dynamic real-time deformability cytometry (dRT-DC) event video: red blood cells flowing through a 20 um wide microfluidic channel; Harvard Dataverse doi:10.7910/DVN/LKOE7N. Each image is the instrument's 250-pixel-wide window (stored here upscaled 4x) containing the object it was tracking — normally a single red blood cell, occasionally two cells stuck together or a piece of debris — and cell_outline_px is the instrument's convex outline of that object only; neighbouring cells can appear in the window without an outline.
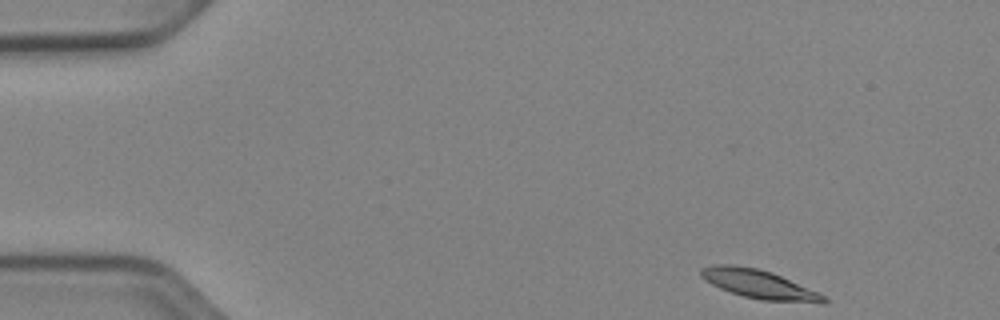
{"species": "Egyptian fruit bat (a non-hibernating species)", "species_latin": "Rousettus aegyptiacus", "temperature_condition": "cold", "stored_images_in_passage": 48, "camera_frame_rate_fps": 3000, "um_per_image_px": 0.085, "animal": {"sex": "female"}, "frame": {"image": 1, "passage_image": 1, "time_ms": 0.0, "image_size_px": [1000, 320], "cell_outline_px": [[828, 304], [820, 304], [760, 300], [744, 296], [720, 288], [704, 280], [700, 276], [700, 268], [716, 264], [732, 264], [756, 268], [772, 272], [816, 292], [824, 296], [828, 300]], "centroid_in_image_um": [64.52, 24.17], "position_along_channel_um": 20.5, "area_um2": 20.58}}
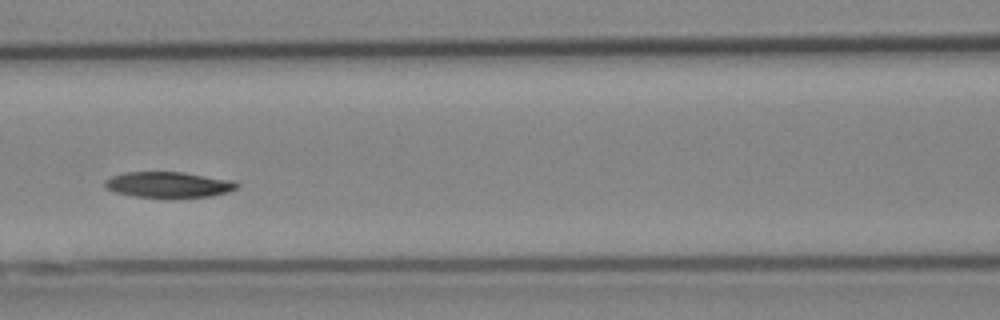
{"frame": {"image": 2, "passage_image": 19, "time_ms": 6.0, "image_size_px": [1000, 320], "cell_outline_px": [[240, 184], [236, 188], [228, 192], [212, 196], [132, 196], [116, 192], [104, 188], [104, 180], [112, 176], [124, 172], [184, 172], [236, 180]], "centroid_in_image_um": [14.34, 15.67], "position_along_channel_um": 152.3, "area_um2": 19.65}}
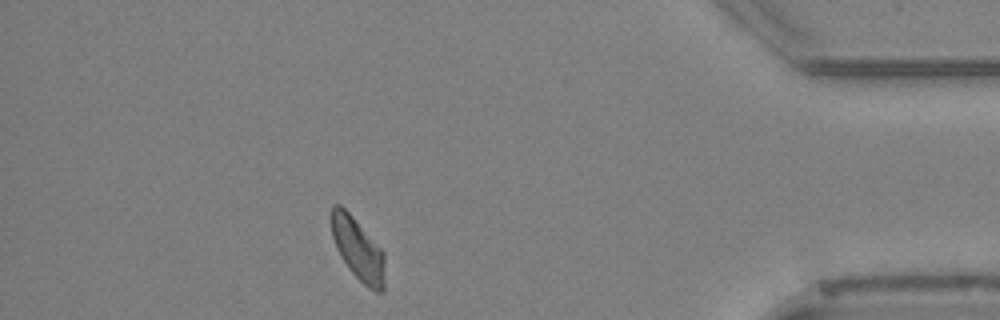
{"frame": {"image": 3, "passage_image": 42, "time_ms": 13.667, "image_size_px": [1000, 320], "cell_outline_px": [[384, 292], [376, 292], [368, 288], [348, 268], [340, 256], [336, 248], [332, 236], [328, 216], [332, 204], [340, 204], [352, 216], [384, 252]], "centroid_in_image_um": [30.37, 21.14], "position_along_channel_um": 404.8, "area_um2": 19.59}, "authors_computed_cell_mechanics": {"area_um2": 20.1722, "velocity_mm_per_s": 3.8397, "shape_relaxation_time_tau1_ms": 4.6195, "shape_relaxation_time_tau2_ms": null, "deformation_change_tau1": 0.1227, "deformation_change_tau2": null}}